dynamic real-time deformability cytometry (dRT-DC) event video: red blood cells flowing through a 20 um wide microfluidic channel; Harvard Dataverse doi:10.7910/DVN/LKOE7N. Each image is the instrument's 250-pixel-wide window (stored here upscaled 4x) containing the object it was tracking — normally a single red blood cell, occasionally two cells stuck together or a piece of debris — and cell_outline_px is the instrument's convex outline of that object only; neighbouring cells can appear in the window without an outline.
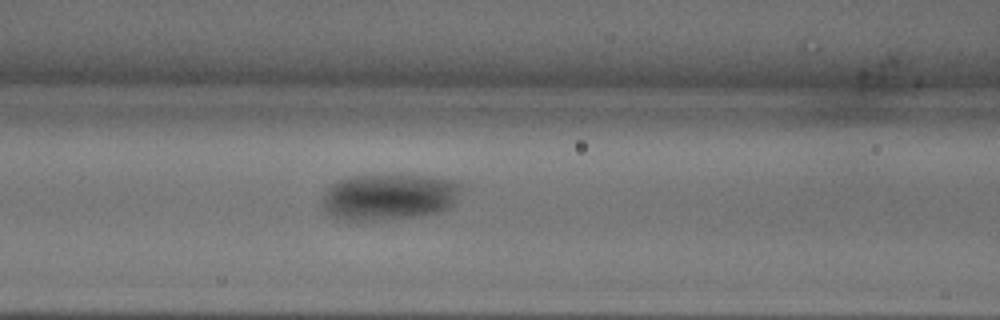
{"species": "common noctule bat (a hibernating species)", "species_latin": "Nyctalus noctula", "temperature_condition": "warm", "stored_images_in_passage": 33, "camera_frame_rate_fps": 3000, "um_per_image_px": 0.085, "animal": {"sex": "male", "body_mass_g": 18.8}, "frame": {"image": 1, "passage_image": 8, "time_ms": 2.333, "image_size_px": [1000, 320], "cell_outline_px": [[460, 188], [452, 204], [448, 208], [440, 212], [420, 216], [384, 220], [348, 220], [332, 216], [324, 208], [324, 196], [328, 188], [332, 184], [340, 180], [352, 176], [420, 176], [448, 180], [460, 184]], "centroid_in_image_um": [33.05, 16.76], "position_along_channel_um": 133.6, "area_um2": 36.59}}
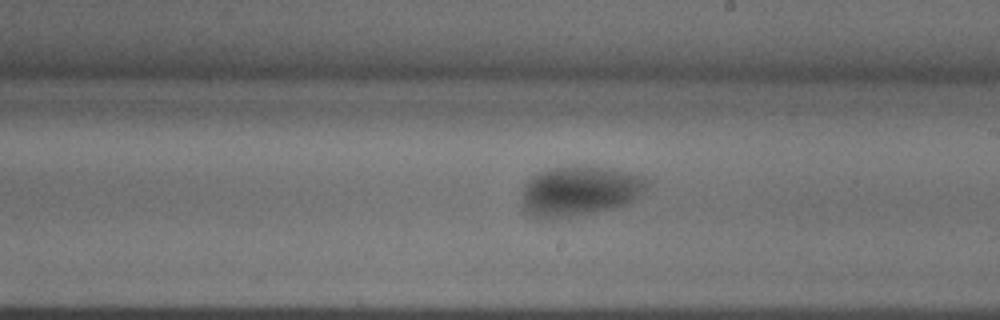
{"frame": {"image": 2, "passage_image": 16, "time_ms": 5.0, "image_size_px": [1000, 320], "cell_outline_px": [[648, 188], [636, 200], [628, 204], [596, 212], [544, 220], [540, 220], [532, 216], [524, 208], [524, 184], [532, 176], [540, 172], [552, 168], [608, 168], [644, 176], [648, 184]], "centroid_in_image_um": [49.31, 16.27], "position_along_channel_um": 239.7, "area_um2": 35.84}}
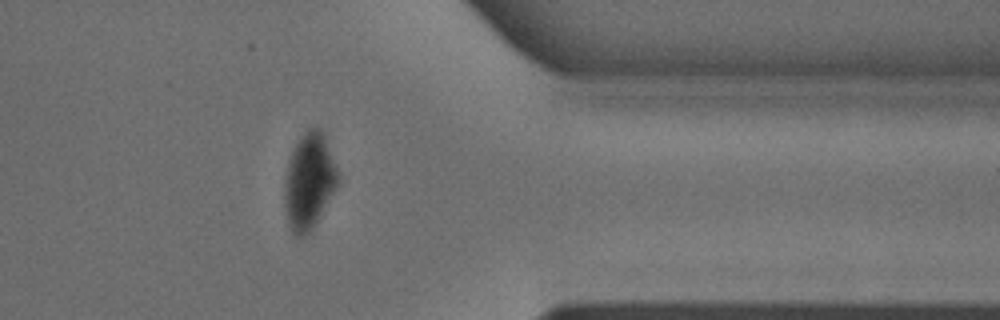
{"frame": {"image": 3, "passage_image": 28, "time_ms": 9.0, "image_size_px": [1000, 320], "cell_outline_px": [[336, 188], [316, 220], [308, 232], [300, 236], [296, 236], [292, 232], [288, 220], [284, 204], [284, 180], [288, 160], [300, 136], [308, 128], [320, 128], [324, 132], [336, 168]], "centroid_in_image_um": [26.23, 15.34], "position_along_channel_um": 385.2, "area_um2": 29.07}}